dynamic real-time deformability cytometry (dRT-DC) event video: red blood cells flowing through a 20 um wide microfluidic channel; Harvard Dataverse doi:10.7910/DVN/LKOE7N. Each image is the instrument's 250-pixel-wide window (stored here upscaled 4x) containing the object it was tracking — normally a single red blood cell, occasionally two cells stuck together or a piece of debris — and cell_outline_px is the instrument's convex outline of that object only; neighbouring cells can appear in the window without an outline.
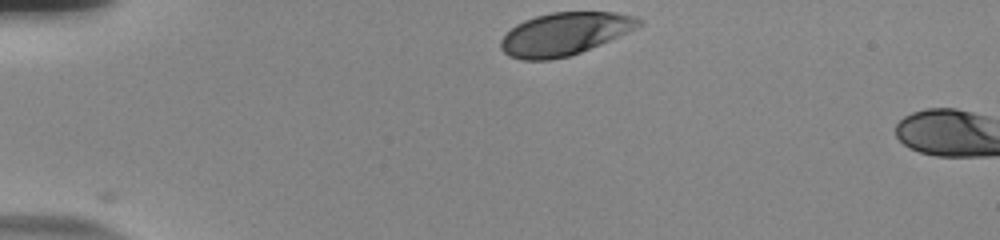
{"species": "human", "species_latin": "Homo sapiens", "temperature_condition": "room temperature", "stored_images_in_passage": 3, "camera_frame_rate_fps": 3000, "um_per_image_px": 0.085, "donor": {"sex": "male"}, "frame": {"image": 1, "passage_image": 1, "time_ms": 0.0, "image_size_px": [1000, 240], "cell_outline_px": [[644, 24], [636, 28], [600, 44], [580, 52], [568, 56], [548, 60], [520, 60], [508, 56], [500, 48], [500, 40], [516, 24], [524, 20], [536, 16], [552, 12], [616, 12], [636, 16], [644, 20]], "centroid_in_image_um": [47.99, 2.87], "position_along_channel_um": 37.0, "area_um2": 34.28}}